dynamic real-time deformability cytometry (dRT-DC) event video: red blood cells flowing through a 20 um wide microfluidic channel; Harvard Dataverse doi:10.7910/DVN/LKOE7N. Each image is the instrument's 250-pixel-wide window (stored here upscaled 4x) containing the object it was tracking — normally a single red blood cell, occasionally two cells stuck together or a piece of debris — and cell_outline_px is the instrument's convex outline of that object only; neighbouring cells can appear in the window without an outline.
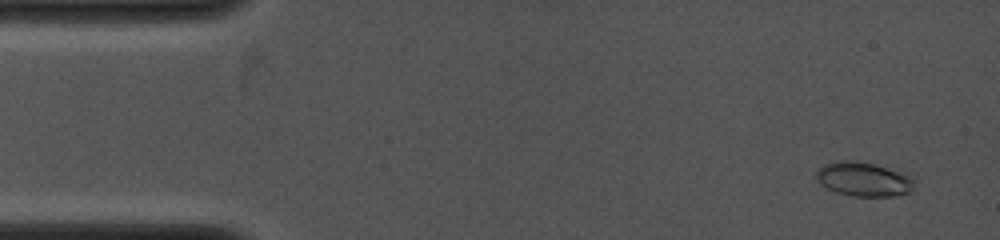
{"species": "common noctule bat (a hibernating species)", "species_latin": "Nyctalus noctula", "temperature_condition": "cold", "stored_images_in_passage": 55, "camera_frame_rate_fps": 4000, "um_per_image_px": 0.085, "animal": {"sex": "female", "body_mass_g": 19.0, "forearm_length_mm": 53.3}, "frame": {"image": 1, "passage_image": 4, "time_ms": 0.75, "image_size_px": [1000, 240], "cell_outline_px": [[912, 188], [908, 192], [896, 196], [852, 196], [836, 192], [820, 184], [816, 176], [816, 172], [824, 164], [836, 160], [856, 160], [872, 164], [908, 176], [912, 180]], "centroid_in_image_um": [73.31, 15.23], "position_along_channel_um": 11.7, "area_um2": 19.02}}
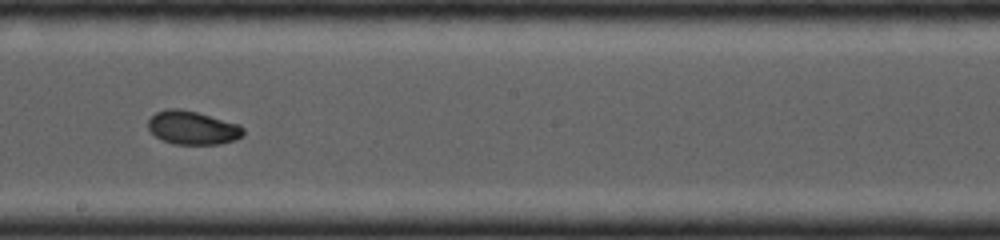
{"frame": {"image": 2, "passage_image": 32, "time_ms": 7.75, "image_size_px": [1000, 240], "cell_outline_px": [[244, 136], [236, 140], [220, 144], [172, 144], [160, 140], [148, 128], [148, 120], [156, 112], [168, 108], [180, 108], [196, 112], [240, 124], [244, 128]], "centroid_in_image_um": [16.39, 10.87], "position_along_channel_um": 231.8, "area_um2": 18.79}}
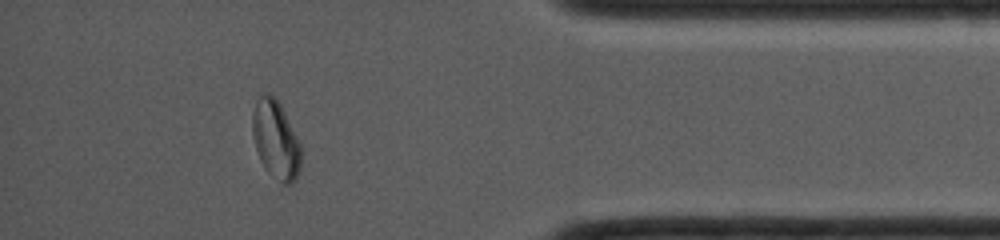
{"frame": {"image": 3, "passage_image": 49, "time_ms": 12.0, "image_size_px": [1000, 240], "cell_outline_px": [[300, 168], [296, 180], [292, 184], [284, 184], [268, 172], [264, 168], [260, 160], [252, 136], [252, 112], [256, 100], [264, 92], [268, 92], [280, 104], [300, 144]], "centroid_in_image_um": [23.41, 11.88], "position_along_channel_um": 411.8, "area_um2": 22.02}}